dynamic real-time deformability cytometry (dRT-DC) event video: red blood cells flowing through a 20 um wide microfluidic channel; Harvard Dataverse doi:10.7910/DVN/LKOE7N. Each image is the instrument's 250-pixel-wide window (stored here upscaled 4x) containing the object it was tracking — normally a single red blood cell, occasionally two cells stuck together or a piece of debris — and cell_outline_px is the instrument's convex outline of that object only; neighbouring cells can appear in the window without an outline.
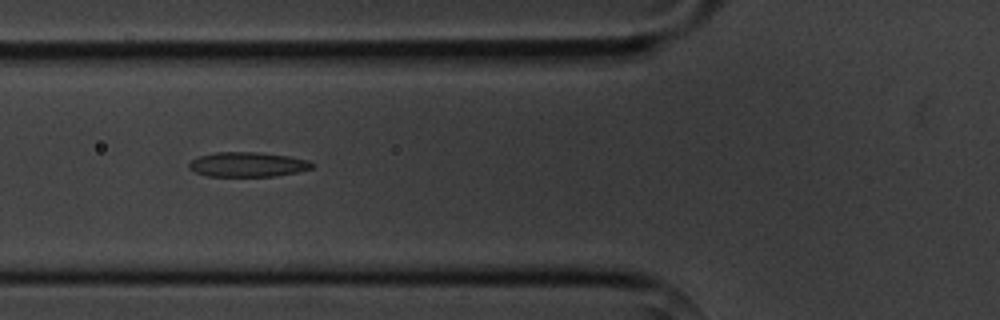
{"species": "common noctule bat (a hibernating species)", "species_latin": "Nyctalus noctula", "temperature_condition": "cold", "stored_images_in_passage": 5, "camera_frame_rate_fps": 3000, "um_per_image_px": 0.085, "animal": {"sex": "male", "body_mass_g": 20.1, "forearm_length_mm": 53.5}, "frame": {"image": 1, "passage_image": 2, "time_ms": 1.0, "image_size_px": [1000, 320], "cell_outline_px": [[316, 164], [312, 168], [296, 172], [276, 176], [208, 176], [196, 172], [188, 168], [188, 164], [192, 160], [200, 156], [216, 152], [256, 152], [288, 156], [308, 160]], "centroid_in_image_um": [21.06, 13.98], "position_along_channel_um": 104.7, "area_um2": 17.63}}
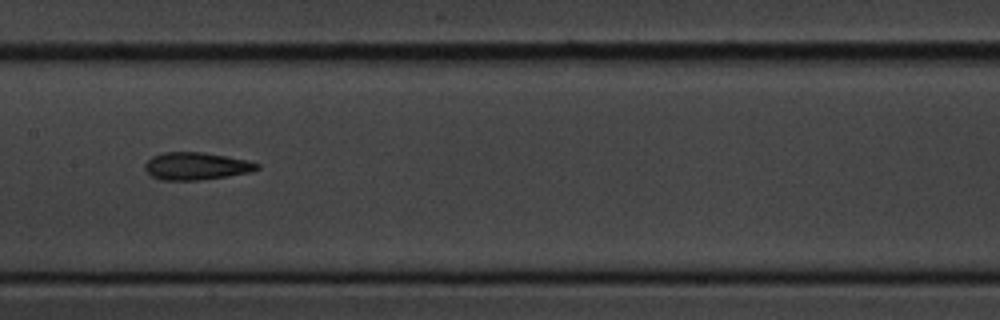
{"frame": {"image": 2, "passage_image": 4, "time_ms": 3.333, "image_size_px": [1000, 320], "cell_outline_px": [[260, 168], [248, 172], [228, 176], [200, 180], [160, 180], [152, 176], [144, 168], [144, 164], [152, 156], [164, 152], [200, 152], [224, 156], [244, 160], [260, 164]], "centroid_in_image_um": [16.63, 14.12], "position_along_channel_um": 190.8, "area_um2": 17.74}}
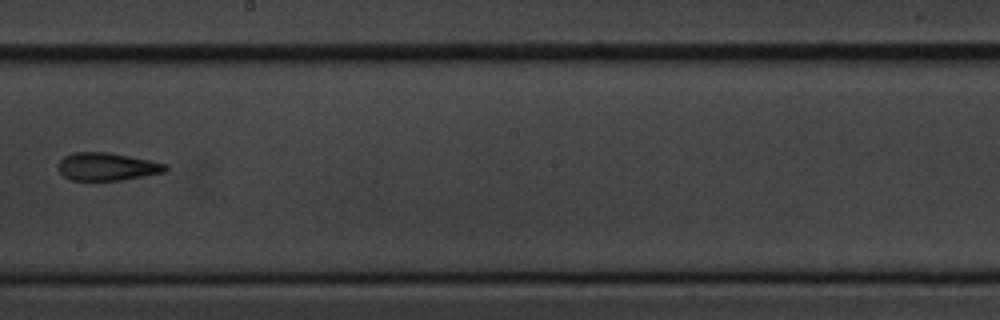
{"frame": {"image": 3, "passage_image": 5, "time_ms": 4.667, "image_size_px": [1000, 320], "cell_outline_px": [[168, 172], [120, 180], [72, 180], [64, 176], [56, 168], [56, 164], [64, 156], [72, 152], [108, 152], [168, 164]], "centroid_in_image_um": [9.08, 14.16], "position_along_channel_um": 239.1, "area_um2": 17.51}}